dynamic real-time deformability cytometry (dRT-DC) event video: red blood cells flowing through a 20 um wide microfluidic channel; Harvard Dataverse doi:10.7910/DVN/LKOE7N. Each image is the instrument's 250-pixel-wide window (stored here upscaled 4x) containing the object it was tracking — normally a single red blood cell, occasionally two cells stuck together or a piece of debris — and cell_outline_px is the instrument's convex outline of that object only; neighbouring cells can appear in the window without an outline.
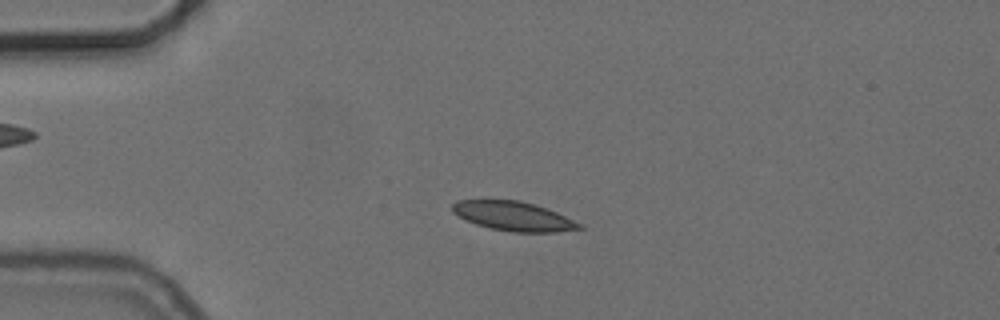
{"species": "common noctule bat (a hibernating species)", "species_latin": "Nyctalus noctula", "temperature_condition": "cold", "stored_images_in_passage": 46, "camera_frame_rate_fps": 3000, "um_per_image_px": 0.085, "animal": {"sex": "female", "body_mass_g": 24.6, "forearm_length_mm": 56.2}, "frame": {"image": 1, "passage_image": 4, "time_ms": 1.0, "image_size_px": [1000, 320], "cell_outline_px": [[584, 228], [556, 232], [512, 232], [492, 228], [476, 224], [452, 212], [452, 204], [456, 200], [520, 200], [556, 212], [584, 224]], "centroid_in_image_um": [43.67, 18.38], "position_along_channel_um": 41.3, "area_um2": 21.44}}
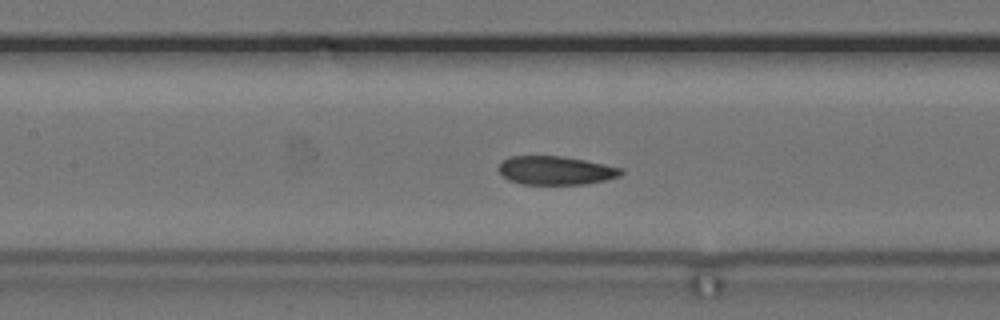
{"frame": {"image": 2, "passage_image": 16, "time_ms": 5.0, "image_size_px": [1000, 320], "cell_outline_px": [[624, 172], [620, 176], [604, 180], [584, 184], [524, 184], [508, 180], [500, 172], [500, 164], [508, 156], [560, 156], [584, 160], [624, 168]], "centroid_in_image_um": [47.26, 14.48], "position_along_channel_um": 160.1, "area_um2": 20.23}}
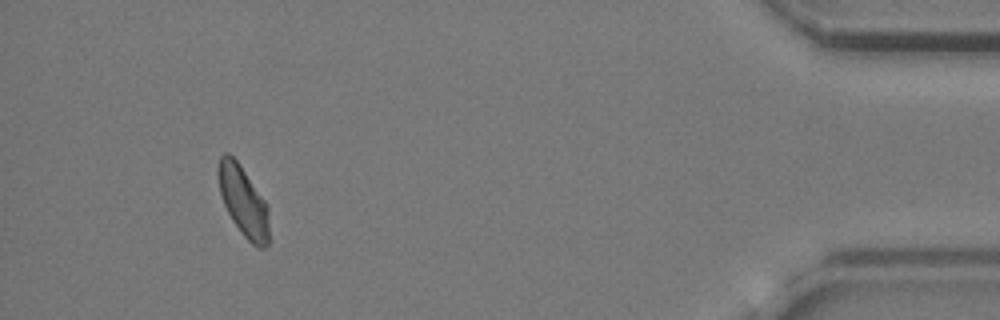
{"frame": {"image": 3, "passage_image": 42, "time_ms": 13.667, "image_size_px": [1000, 320], "cell_outline_px": [[268, 244], [264, 248], [260, 248], [252, 244], [240, 232], [232, 220], [224, 204], [220, 192], [216, 172], [216, 168], [220, 156], [224, 152], [228, 152], [240, 164], [268, 204]], "centroid_in_image_um": [20.66, 17.07], "position_along_channel_um": 414.5, "area_um2": 20.98}, "authors_computed_cell_mechanics": {"area_um2": 20.8369, "velocity_mm_per_s": 3.6982, "shape_relaxation_time_tau1_ms": 10.4258, "shape_relaxation_time_tau2_ms": 3.3302, "deformation_change_tau1": 0.1336, "deformation_change_tau2": 0.0562}}